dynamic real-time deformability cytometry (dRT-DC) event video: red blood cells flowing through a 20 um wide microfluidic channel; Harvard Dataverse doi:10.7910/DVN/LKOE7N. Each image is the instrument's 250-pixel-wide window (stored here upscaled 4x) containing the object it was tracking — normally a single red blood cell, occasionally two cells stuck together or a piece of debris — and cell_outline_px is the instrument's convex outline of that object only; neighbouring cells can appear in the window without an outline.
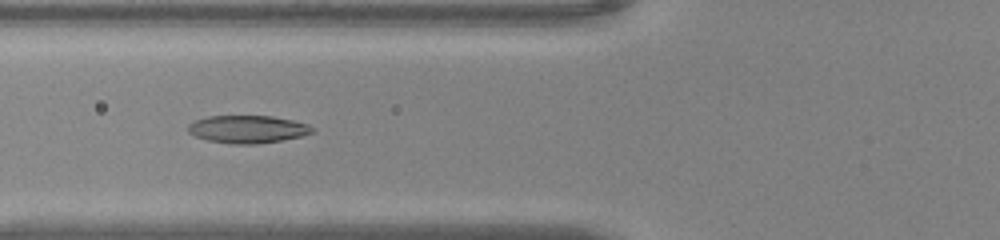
{"species": "common noctule bat (a hibernating species)", "species_latin": "Nyctalus noctula", "temperature_condition": "warm", "stored_images_in_passage": 33, "camera_frame_rate_fps": 3000, "um_per_image_px": 0.085, "animal": {"sex": "male", "body_mass_g": 20.0, "forearm_length_mm": 53.3}, "frame": {"image": 1, "passage_image": 3, "time_ms": 0.667, "image_size_px": [1000, 240], "cell_outline_px": [[316, 132], [300, 136], [280, 140], [256, 144], [232, 144], [208, 140], [196, 136], [188, 132], [188, 124], [196, 120], [208, 116], [272, 116], [292, 120], [308, 124], [316, 128]], "centroid_in_image_um": [21.08, 10.98], "position_along_channel_um": 104.7, "area_um2": 20.0}}
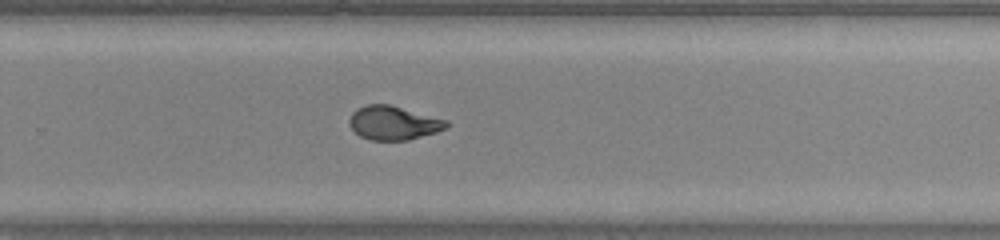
{"frame": {"image": 2, "passage_image": 17, "time_ms": 5.333, "image_size_px": [1000, 240], "cell_outline_px": [[448, 128], [436, 132], [408, 140], [368, 140], [360, 136], [352, 128], [348, 120], [352, 112], [356, 108], [364, 104], [388, 104], [448, 120]], "centroid_in_image_um": [33.43, 10.44], "position_along_channel_um": 296.4, "area_um2": 19.19}}
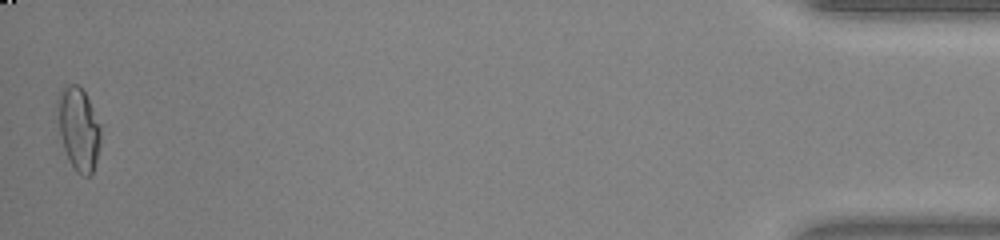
{"frame": {"image": 3, "passage_image": 33, "time_ms": 10.667, "image_size_px": [1000, 240], "cell_outline_px": [[100, 144], [96, 160], [92, 172], [88, 176], [80, 176], [76, 172], [68, 160], [64, 148], [60, 132], [56, 108], [56, 100], [60, 88], [64, 84], [76, 84], [84, 92], [100, 124]], "centroid_in_image_um": [6.65, 10.93], "position_along_channel_um": 428.6, "area_um2": 20.92}}